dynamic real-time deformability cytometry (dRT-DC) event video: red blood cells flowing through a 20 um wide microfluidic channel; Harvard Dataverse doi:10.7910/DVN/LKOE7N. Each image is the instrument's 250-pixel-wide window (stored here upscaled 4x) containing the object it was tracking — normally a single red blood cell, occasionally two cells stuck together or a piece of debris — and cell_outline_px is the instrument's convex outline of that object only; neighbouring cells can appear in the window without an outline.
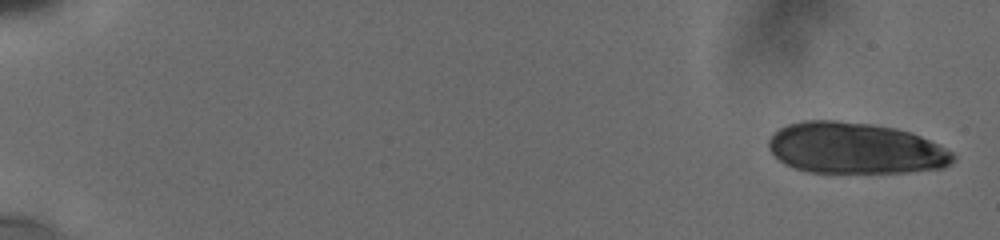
{"species": "human", "species_latin": "Homo sapiens", "temperature_condition": "cold", "stored_images_in_passage": 14, "segment_of_instrument_passage": [1, 2], "camera_frame_rate_fps": 3000, "um_per_image_px": 0.085, "donor": {"sex": "male"}, "frame": {"image": 1, "passage_image": 1, "time_ms": 0.0, "image_size_px": [1000, 240], "cell_outline_px": [[956, 160], [952, 164], [944, 168], [912, 172], [808, 172], [784, 164], [768, 148], [768, 140], [780, 128], [788, 124], [800, 120], [836, 120], [872, 124], [896, 128], [912, 132], [952, 152], [956, 156]], "centroid_in_image_um": [72.72, 12.6], "position_along_channel_um": 12.3, "area_um2": 55.2}}
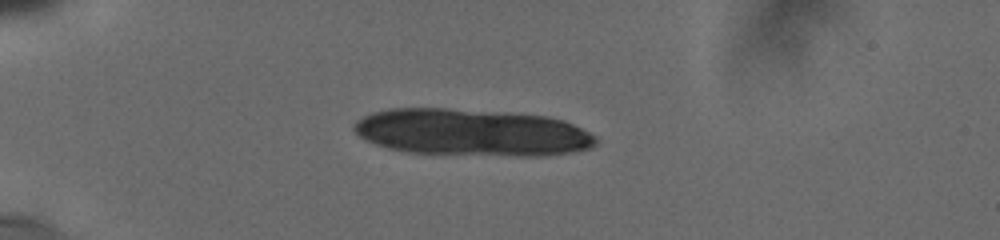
{"frame": {"image": 2, "passage_image": 6, "time_ms": 4.667, "image_size_px": [1000, 240], "cell_outline_px": [[600, 140], [592, 148], [572, 152], [548, 156], [516, 156], [408, 152], [388, 148], [376, 144], [360, 136], [352, 128], [356, 120], [372, 112], [388, 108], [444, 108], [504, 112], [548, 116], [564, 120], [596, 136]], "centroid_in_image_um": [40.14, 11.26], "position_along_channel_um": 44.9, "area_um2": 66.53}}